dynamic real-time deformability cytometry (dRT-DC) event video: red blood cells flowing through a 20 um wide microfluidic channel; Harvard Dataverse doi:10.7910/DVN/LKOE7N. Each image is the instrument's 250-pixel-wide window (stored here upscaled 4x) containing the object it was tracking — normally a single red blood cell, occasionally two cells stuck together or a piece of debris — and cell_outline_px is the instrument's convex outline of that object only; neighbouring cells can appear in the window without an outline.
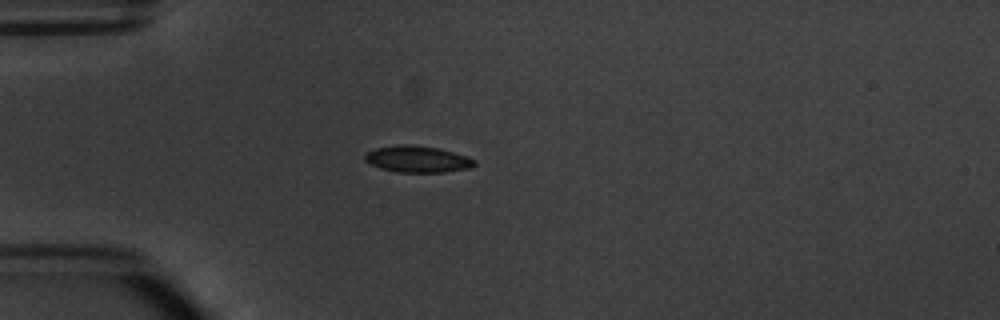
{"species": "common noctule bat (a hibernating species)", "species_latin": "Nyctalus noctula", "temperature_condition": "warm", "stored_images_in_passage": 3, "camera_frame_rate_fps": 3000, "um_per_image_px": 0.085, "animal": {"sex": "male", "body_mass_g": 20.1, "forearm_length_mm": 53.5}, "frame": {"image": 1, "passage_image": 3, "time_ms": 3.0, "image_size_px": [1000, 320], "cell_outline_px": [[476, 164], [472, 168], [444, 172], [396, 172], [380, 168], [364, 160], [364, 156], [368, 152], [376, 148], [400, 144], [408, 144], [436, 148], [452, 152], [476, 160]], "centroid_in_image_um": [35.49, 13.54], "position_along_channel_um": 49.5, "area_um2": 16.76}}